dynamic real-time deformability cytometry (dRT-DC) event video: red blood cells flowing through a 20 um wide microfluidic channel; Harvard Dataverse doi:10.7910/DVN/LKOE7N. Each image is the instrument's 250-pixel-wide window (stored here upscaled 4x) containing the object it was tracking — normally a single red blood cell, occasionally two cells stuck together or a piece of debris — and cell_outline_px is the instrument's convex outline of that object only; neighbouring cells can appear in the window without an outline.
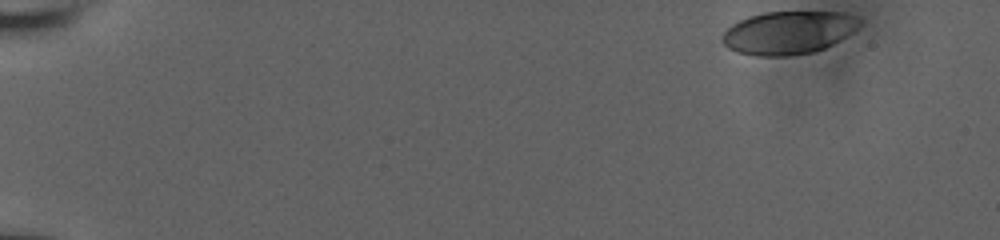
{"species": "human", "species_latin": "Homo sapiens", "temperature_condition": "room temperature", "stored_images_in_passage": 46, "camera_frame_rate_fps": 3000, "um_per_image_px": 0.085, "donor": {"sex": "male"}, "frame": {"image": 1, "passage_image": 1, "time_ms": 0.0, "image_size_px": [1000, 240], "cell_outline_px": [[864, 20], [852, 32], [840, 40], [824, 48], [812, 52], [788, 56], [756, 56], [736, 52], [728, 48], [720, 40], [720, 36], [732, 24], [748, 16], [764, 12], [844, 12], [860, 16]], "centroid_in_image_um": [67.02, 2.76], "position_along_channel_um": 18.0, "area_um2": 34.74}}
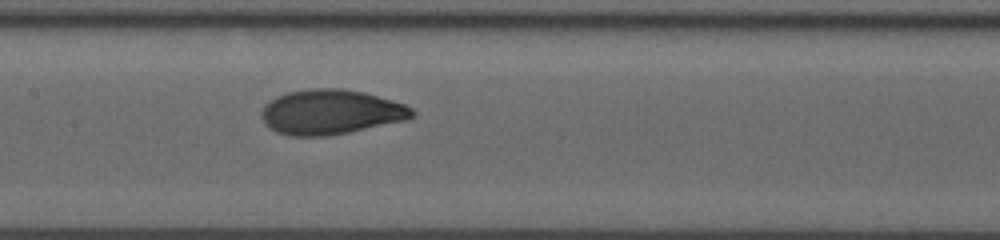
{"frame": {"image": 2, "passage_image": 26, "time_ms": 8.333, "image_size_px": [1000, 240], "cell_outline_px": [[416, 112], [408, 120], [348, 132], [324, 136], [288, 136], [276, 132], [264, 120], [260, 112], [264, 104], [268, 100], [276, 96], [288, 92], [312, 88], [344, 88], [364, 92], [392, 100], [404, 104], [412, 108]], "centroid_in_image_um": [28.12, 9.51], "position_along_channel_um": 179.3, "area_um2": 39.42}}
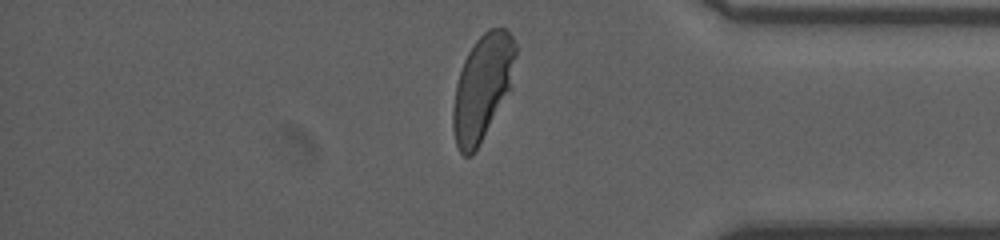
{"frame": {"image": 3, "passage_image": 44, "time_ms": 14.333, "image_size_px": [1000, 240], "cell_outline_px": [[516, 52], [508, 88], [472, 156], [464, 156], [460, 152], [456, 144], [452, 128], [452, 108], [456, 84], [464, 60], [468, 52], [476, 40], [488, 28], [504, 28], [512, 36], [516, 44]], "centroid_in_image_um": [40.94, 7.39], "position_along_channel_um": 394.3, "area_um2": 37.05}, "authors_computed_cell_mechanics": {"area_um2": 37.9457, "velocity_mm_per_s": 3.8262, "shape_relaxation_time_tau1_ms": 4.0852, "shape_relaxation_time_tau2_ms": null, "deformation_change_tau1": 0.1807, "deformation_change_tau2": null}}